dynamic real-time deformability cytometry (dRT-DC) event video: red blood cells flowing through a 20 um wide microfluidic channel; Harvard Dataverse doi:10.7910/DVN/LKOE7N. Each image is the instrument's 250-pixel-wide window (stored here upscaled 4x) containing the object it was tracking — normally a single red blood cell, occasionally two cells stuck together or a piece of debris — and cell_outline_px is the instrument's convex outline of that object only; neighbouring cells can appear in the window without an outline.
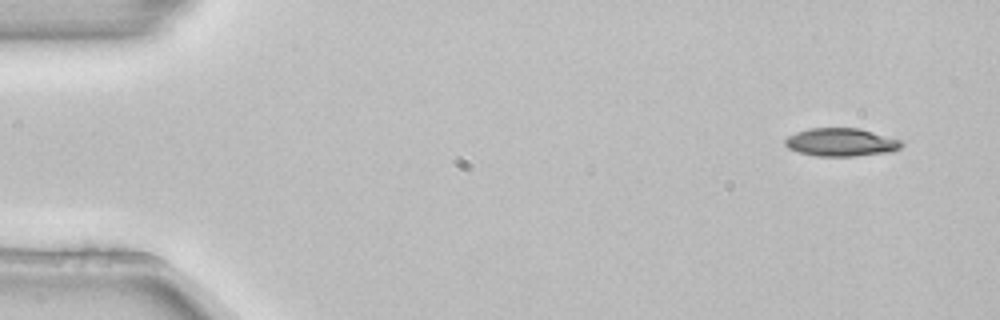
{"species": "common noctule bat (a hibernating species)", "species_latin": "Nyctalus noctula", "temperature_condition": "room temperature", "stored_images_in_passage": 4, "camera_frame_rate_fps": 3000, "um_per_image_px": 0.085, "animal": {"sex": "female", "body_mass_g": 22.7, "forearm_length_mm": 54.2}, "frame": {"image": 1, "passage_image": 1, "time_ms": 0.0, "image_size_px": [1000, 320], "cell_outline_px": [[904, 144], [900, 148], [892, 152], [856, 156], [816, 156], [800, 152], [788, 148], [784, 144], [784, 140], [788, 136], [796, 132], [808, 128], [860, 128], [904, 140]], "centroid_in_image_um": [71.54, 12.09], "position_along_channel_um": 13.5, "area_um2": 19.36}}
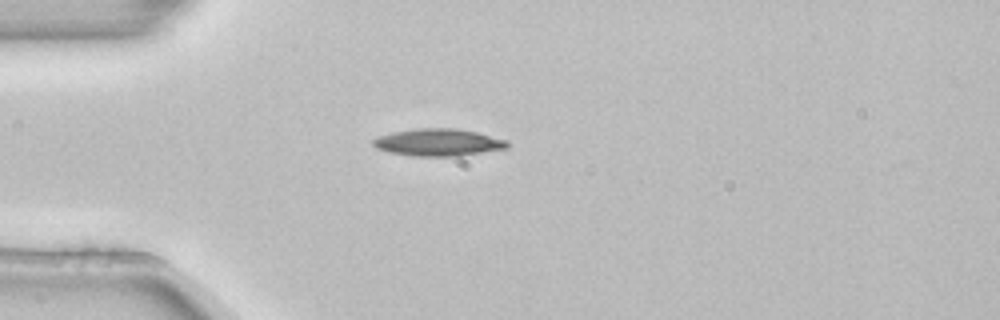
{"frame": {"image": 2, "passage_image": 4, "time_ms": 1.0, "image_size_px": [1000, 320], "cell_outline_px": [[508, 148], [460, 156], [412, 156], [388, 152], [376, 148], [372, 144], [372, 140], [380, 136], [392, 132], [416, 128], [456, 128], [476, 132], [508, 140]], "centroid_in_image_um": [37.25, 12.1], "position_along_channel_um": 47.7, "area_um2": 21.39}}